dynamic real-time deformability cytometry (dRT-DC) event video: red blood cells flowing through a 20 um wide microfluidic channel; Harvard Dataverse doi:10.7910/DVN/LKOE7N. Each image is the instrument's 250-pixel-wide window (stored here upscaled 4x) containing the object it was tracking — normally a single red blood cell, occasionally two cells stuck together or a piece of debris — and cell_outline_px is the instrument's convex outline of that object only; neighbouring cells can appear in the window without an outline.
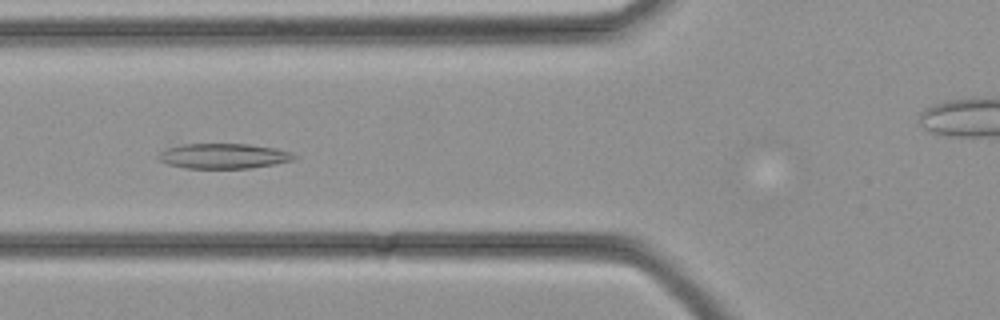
{"species": "common noctule bat (a hibernating species)", "species_latin": "Nyctalus noctula", "temperature_condition": "cold", "stored_images_in_passage": 30, "camera_frame_rate_fps": 3000, "um_per_image_px": 0.085, "animal": {"sex": "female", "body_mass_g": 21.9}, "frame": {"image": 1, "passage_image": 10, "time_ms": 3.0, "image_size_px": [1000, 320], "cell_outline_px": [[300, 156], [292, 160], [252, 168], [184, 168], [168, 164], [160, 160], [156, 156], [164, 148], [180, 144], [248, 144], [276, 148], [292, 152]], "centroid_in_image_um": [18.99, 13.25], "position_along_channel_um": 106.8, "area_um2": 20.0}}
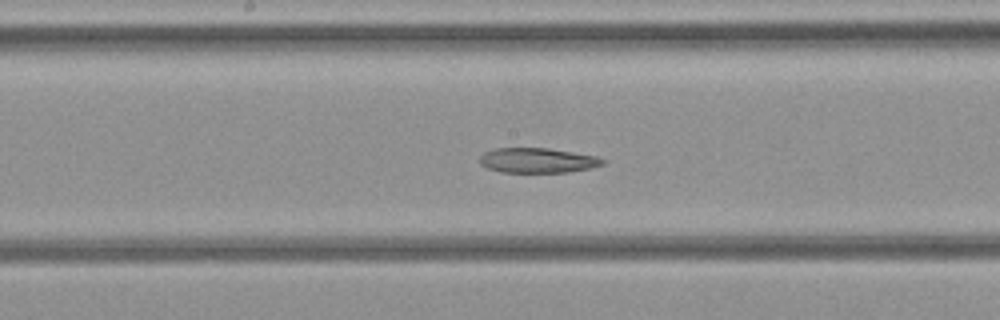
{"frame": {"image": 2, "passage_image": 15, "time_ms": 4.667, "image_size_px": [1000, 320], "cell_outline_px": [[604, 164], [588, 168], [568, 172], [500, 172], [488, 168], [480, 164], [480, 156], [484, 152], [492, 148], [548, 148], [596, 156], [604, 160]], "centroid_in_image_um": [45.64, 13.63], "position_along_channel_um": 202.6, "area_um2": 17.74}}
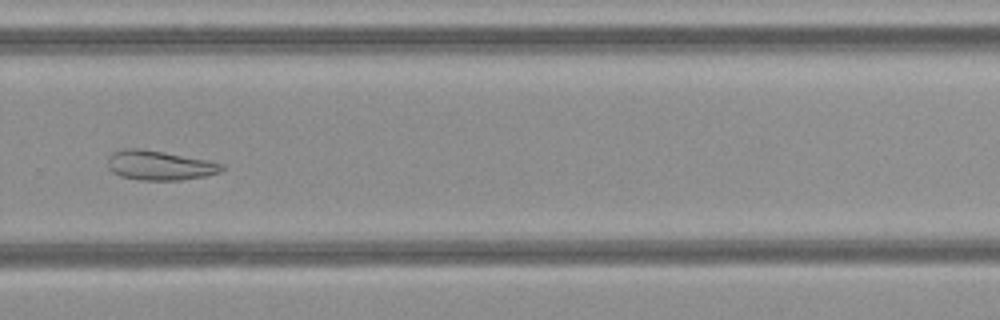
{"frame": {"image": 3, "passage_image": 21, "time_ms": 6.667, "image_size_px": [1000, 320], "cell_outline_px": [[224, 168], [220, 172], [204, 176], [180, 180], [140, 180], [120, 176], [112, 172], [108, 168], [108, 156], [112, 152], [124, 148], [140, 148], [164, 152], [208, 160], [224, 164]], "centroid_in_image_um": [13.53, 14.05], "position_along_channel_um": 316.3, "area_um2": 19.71}}